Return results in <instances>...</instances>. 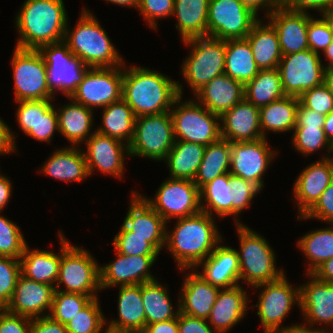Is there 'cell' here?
Here are the masks:
<instances>
[{"instance_id": "cell-1", "label": "cell", "mask_w": 333, "mask_h": 333, "mask_svg": "<svg viewBox=\"0 0 333 333\" xmlns=\"http://www.w3.org/2000/svg\"><path fill=\"white\" fill-rule=\"evenodd\" d=\"M124 66L122 99L135 117L168 112L183 94V85L161 72L148 67L130 66L127 69Z\"/></svg>"}, {"instance_id": "cell-2", "label": "cell", "mask_w": 333, "mask_h": 333, "mask_svg": "<svg viewBox=\"0 0 333 333\" xmlns=\"http://www.w3.org/2000/svg\"><path fill=\"white\" fill-rule=\"evenodd\" d=\"M175 228L166 230L164 248L175 258L179 270L195 269L223 241L218 232L214 216L200 211L199 213L177 218Z\"/></svg>"}, {"instance_id": "cell-3", "label": "cell", "mask_w": 333, "mask_h": 333, "mask_svg": "<svg viewBox=\"0 0 333 333\" xmlns=\"http://www.w3.org/2000/svg\"><path fill=\"white\" fill-rule=\"evenodd\" d=\"M68 17L63 0H25L15 23L17 48L38 50L64 41Z\"/></svg>"}, {"instance_id": "cell-4", "label": "cell", "mask_w": 333, "mask_h": 333, "mask_svg": "<svg viewBox=\"0 0 333 333\" xmlns=\"http://www.w3.org/2000/svg\"><path fill=\"white\" fill-rule=\"evenodd\" d=\"M83 9L72 30L69 29L68 22L66 25L64 42L70 51L90 68H111L124 65L125 61L97 18L86 8Z\"/></svg>"}, {"instance_id": "cell-5", "label": "cell", "mask_w": 333, "mask_h": 333, "mask_svg": "<svg viewBox=\"0 0 333 333\" xmlns=\"http://www.w3.org/2000/svg\"><path fill=\"white\" fill-rule=\"evenodd\" d=\"M59 238L61 261L55 290L88 295L92 299L98 297V291L101 290L100 265L89 251L70 244L62 231H59ZM60 284H64L66 288L63 290Z\"/></svg>"}, {"instance_id": "cell-6", "label": "cell", "mask_w": 333, "mask_h": 333, "mask_svg": "<svg viewBox=\"0 0 333 333\" xmlns=\"http://www.w3.org/2000/svg\"><path fill=\"white\" fill-rule=\"evenodd\" d=\"M236 228L240 241V281L256 286L280 279L285 271L277 269L276 256L267 240L245 224H237Z\"/></svg>"}, {"instance_id": "cell-7", "label": "cell", "mask_w": 333, "mask_h": 333, "mask_svg": "<svg viewBox=\"0 0 333 333\" xmlns=\"http://www.w3.org/2000/svg\"><path fill=\"white\" fill-rule=\"evenodd\" d=\"M191 52L183 62L182 74L196 94L213 78L224 74L225 41L212 37H193L182 41Z\"/></svg>"}, {"instance_id": "cell-8", "label": "cell", "mask_w": 333, "mask_h": 333, "mask_svg": "<svg viewBox=\"0 0 333 333\" xmlns=\"http://www.w3.org/2000/svg\"><path fill=\"white\" fill-rule=\"evenodd\" d=\"M181 99L179 96L170 110L175 140L204 146L218 141L221 138L220 116L211 113L197 100L182 102Z\"/></svg>"}, {"instance_id": "cell-9", "label": "cell", "mask_w": 333, "mask_h": 333, "mask_svg": "<svg viewBox=\"0 0 333 333\" xmlns=\"http://www.w3.org/2000/svg\"><path fill=\"white\" fill-rule=\"evenodd\" d=\"M175 142L170 111L136 117L129 156L163 161Z\"/></svg>"}, {"instance_id": "cell-10", "label": "cell", "mask_w": 333, "mask_h": 333, "mask_svg": "<svg viewBox=\"0 0 333 333\" xmlns=\"http://www.w3.org/2000/svg\"><path fill=\"white\" fill-rule=\"evenodd\" d=\"M12 56L14 93L16 102L22 100H52L47 65L38 50L15 47Z\"/></svg>"}, {"instance_id": "cell-11", "label": "cell", "mask_w": 333, "mask_h": 333, "mask_svg": "<svg viewBox=\"0 0 333 333\" xmlns=\"http://www.w3.org/2000/svg\"><path fill=\"white\" fill-rule=\"evenodd\" d=\"M254 287L263 289H260L258 303L255 306L265 333H278L294 326L291 324L282 327L281 324L294 304L297 303L300 308V286L294 287L284 274L276 281L261 283Z\"/></svg>"}, {"instance_id": "cell-12", "label": "cell", "mask_w": 333, "mask_h": 333, "mask_svg": "<svg viewBox=\"0 0 333 333\" xmlns=\"http://www.w3.org/2000/svg\"><path fill=\"white\" fill-rule=\"evenodd\" d=\"M38 51L47 65L49 89L54 95L56 89L71 97L90 67L75 57L64 41L41 46Z\"/></svg>"}, {"instance_id": "cell-13", "label": "cell", "mask_w": 333, "mask_h": 333, "mask_svg": "<svg viewBox=\"0 0 333 333\" xmlns=\"http://www.w3.org/2000/svg\"><path fill=\"white\" fill-rule=\"evenodd\" d=\"M259 20L239 0H209L207 36L224 41L246 38Z\"/></svg>"}, {"instance_id": "cell-14", "label": "cell", "mask_w": 333, "mask_h": 333, "mask_svg": "<svg viewBox=\"0 0 333 333\" xmlns=\"http://www.w3.org/2000/svg\"><path fill=\"white\" fill-rule=\"evenodd\" d=\"M320 58V54L310 49L282 56L277 68L286 96L299 98L324 83L325 67Z\"/></svg>"}, {"instance_id": "cell-15", "label": "cell", "mask_w": 333, "mask_h": 333, "mask_svg": "<svg viewBox=\"0 0 333 333\" xmlns=\"http://www.w3.org/2000/svg\"><path fill=\"white\" fill-rule=\"evenodd\" d=\"M155 194L154 199L142 197L166 222L202 211L200 189L191 180L169 177Z\"/></svg>"}, {"instance_id": "cell-16", "label": "cell", "mask_w": 333, "mask_h": 333, "mask_svg": "<svg viewBox=\"0 0 333 333\" xmlns=\"http://www.w3.org/2000/svg\"><path fill=\"white\" fill-rule=\"evenodd\" d=\"M122 81L123 65L90 68L70 98L91 110L104 108L122 98Z\"/></svg>"}, {"instance_id": "cell-17", "label": "cell", "mask_w": 333, "mask_h": 333, "mask_svg": "<svg viewBox=\"0 0 333 333\" xmlns=\"http://www.w3.org/2000/svg\"><path fill=\"white\" fill-rule=\"evenodd\" d=\"M267 138L254 141L231 142L230 174L264 187L263 176L276 151L269 147Z\"/></svg>"}, {"instance_id": "cell-18", "label": "cell", "mask_w": 333, "mask_h": 333, "mask_svg": "<svg viewBox=\"0 0 333 333\" xmlns=\"http://www.w3.org/2000/svg\"><path fill=\"white\" fill-rule=\"evenodd\" d=\"M87 151L83 152L89 176L94 170L121 178L124 174V158L129 156V146L124 142L97 131L85 141ZM124 153L126 155H124Z\"/></svg>"}, {"instance_id": "cell-19", "label": "cell", "mask_w": 333, "mask_h": 333, "mask_svg": "<svg viewBox=\"0 0 333 333\" xmlns=\"http://www.w3.org/2000/svg\"><path fill=\"white\" fill-rule=\"evenodd\" d=\"M116 257L113 262L99 266L101 289L143 284L156 279L149 270L157 256H128L116 252Z\"/></svg>"}, {"instance_id": "cell-20", "label": "cell", "mask_w": 333, "mask_h": 333, "mask_svg": "<svg viewBox=\"0 0 333 333\" xmlns=\"http://www.w3.org/2000/svg\"><path fill=\"white\" fill-rule=\"evenodd\" d=\"M132 198L123 225L132 235L146 238L159 252L165 247L166 222L136 191Z\"/></svg>"}, {"instance_id": "cell-21", "label": "cell", "mask_w": 333, "mask_h": 333, "mask_svg": "<svg viewBox=\"0 0 333 333\" xmlns=\"http://www.w3.org/2000/svg\"><path fill=\"white\" fill-rule=\"evenodd\" d=\"M311 17L310 12L291 11L283 6L266 17L277 32L282 56L309 49L307 29Z\"/></svg>"}, {"instance_id": "cell-22", "label": "cell", "mask_w": 333, "mask_h": 333, "mask_svg": "<svg viewBox=\"0 0 333 333\" xmlns=\"http://www.w3.org/2000/svg\"><path fill=\"white\" fill-rule=\"evenodd\" d=\"M293 184V194L299 216L304 215L320 198L333 181V158L323 156L321 160L302 169Z\"/></svg>"}, {"instance_id": "cell-23", "label": "cell", "mask_w": 333, "mask_h": 333, "mask_svg": "<svg viewBox=\"0 0 333 333\" xmlns=\"http://www.w3.org/2000/svg\"><path fill=\"white\" fill-rule=\"evenodd\" d=\"M55 287L20 275L6 310L30 319L46 317L50 313ZM43 314V315H42Z\"/></svg>"}, {"instance_id": "cell-24", "label": "cell", "mask_w": 333, "mask_h": 333, "mask_svg": "<svg viewBox=\"0 0 333 333\" xmlns=\"http://www.w3.org/2000/svg\"><path fill=\"white\" fill-rule=\"evenodd\" d=\"M309 280L300 286V311L306 325L314 327L318 323L333 328V283L318 280L308 274ZM327 323V324H326ZM333 333V329H329Z\"/></svg>"}, {"instance_id": "cell-25", "label": "cell", "mask_w": 333, "mask_h": 333, "mask_svg": "<svg viewBox=\"0 0 333 333\" xmlns=\"http://www.w3.org/2000/svg\"><path fill=\"white\" fill-rule=\"evenodd\" d=\"M221 138L231 142L254 141L263 138L260 110L243 98L220 116Z\"/></svg>"}, {"instance_id": "cell-26", "label": "cell", "mask_w": 333, "mask_h": 333, "mask_svg": "<svg viewBox=\"0 0 333 333\" xmlns=\"http://www.w3.org/2000/svg\"><path fill=\"white\" fill-rule=\"evenodd\" d=\"M192 270L184 276L179 294V312L207 320L221 288L206 281L197 269Z\"/></svg>"}, {"instance_id": "cell-27", "label": "cell", "mask_w": 333, "mask_h": 333, "mask_svg": "<svg viewBox=\"0 0 333 333\" xmlns=\"http://www.w3.org/2000/svg\"><path fill=\"white\" fill-rule=\"evenodd\" d=\"M240 284L231 288L220 289L216 302L207 319L217 333H227L247 313L248 295Z\"/></svg>"}, {"instance_id": "cell-28", "label": "cell", "mask_w": 333, "mask_h": 333, "mask_svg": "<svg viewBox=\"0 0 333 333\" xmlns=\"http://www.w3.org/2000/svg\"><path fill=\"white\" fill-rule=\"evenodd\" d=\"M217 245L215 250L195 268L202 265L198 272L206 281L221 289L239 285L240 267L236 248Z\"/></svg>"}, {"instance_id": "cell-29", "label": "cell", "mask_w": 333, "mask_h": 333, "mask_svg": "<svg viewBox=\"0 0 333 333\" xmlns=\"http://www.w3.org/2000/svg\"><path fill=\"white\" fill-rule=\"evenodd\" d=\"M197 101L221 116L244 98V85L226 74L213 78L196 94Z\"/></svg>"}, {"instance_id": "cell-30", "label": "cell", "mask_w": 333, "mask_h": 333, "mask_svg": "<svg viewBox=\"0 0 333 333\" xmlns=\"http://www.w3.org/2000/svg\"><path fill=\"white\" fill-rule=\"evenodd\" d=\"M118 319L109 321L106 329L115 332L135 333L146 327L142 302V284L119 286Z\"/></svg>"}, {"instance_id": "cell-31", "label": "cell", "mask_w": 333, "mask_h": 333, "mask_svg": "<svg viewBox=\"0 0 333 333\" xmlns=\"http://www.w3.org/2000/svg\"><path fill=\"white\" fill-rule=\"evenodd\" d=\"M70 103L57 109L59 133L66 138L72 146L88 140L96 130L91 131L94 118L93 110L75 102L70 98ZM78 145V146H77Z\"/></svg>"}, {"instance_id": "cell-32", "label": "cell", "mask_w": 333, "mask_h": 333, "mask_svg": "<svg viewBox=\"0 0 333 333\" xmlns=\"http://www.w3.org/2000/svg\"><path fill=\"white\" fill-rule=\"evenodd\" d=\"M44 175L65 182H80L89 177L83 150L76 146L56 149L41 170Z\"/></svg>"}, {"instance_id": "cell-33", "label": "cell", "mask_w": 333, "mask_h": 333, "mask_svg": "<svg viewBox=\"0 0 333 333\" xmlns=\"http://www.w3.org/2000/svg\"><path fill=\"white\" fill-rule=\"evenodd\" d=\"M58 253L41 249L30 250L27 244L19 259L21 275L55 287L59 275L61 250Z\"/></svg>"}, {"instance_id": "cell-34", "label": "cell", "mask_w": 333, "mask_h": 333, "mask_svg": "<svg viewBox=\"0 0 333 333\" xmlns=\"http://www.w3.org/2000/svg\"><path fill=\"white\" fill-rule=\"evenodd\" d=\"M254 60L260 70L274 69L278 67L282 59L279 39L276 30L268 23L260 19L247 35Z\"/></svg>"}, {"instance_id": "cell-35", "label": "cell", "mask_w": 333, "mask_h": 333, "mask_svg": "<svg viewBox=\"0 0 333 333\" xmlns=\"http://www.w3.org/2000/svg\"><path fill=\"white\" fill-rule=\"evenodd\" d=\"M209 0H174L173 15L182 41L207 36Z\"/></svg>"}, {"instance_id": "cell-36", "label": "cell", "mask_w": 333, "mask_h": 333, "mask_svg": "<svg viewBox=\"0 0 333 333\" xmlns=\"http://www.w3.org/2000/svg\"><path fill=\"white\" fill-rule=\"evenodd\" d=\"M206 146L198 143L175 140L164 160L170 178L194 180L204 156Z\"/></svg>"}, {"instance_id": "cell-37", "label": "cell", "mask_w": 333, "mask_h": 333, "mask_svg": "<svg viewBox=\"0 0 333 333\" xmlns=\"http://www.w3.org/2000/svg\"><path fill=\"white\" fill-rule=\"evenodd\" d=\"M225 58L224 74L243 85L251 81L260 71L246 38L226 40Z\"/></svg>"}, {"instance_id": "cell-38", "label": "cell", "mask_w": 333, "mask_h": 333, "mask_svg": "<svg viewBox=\"0 0 333 333\" xmlns=\"http://www.w3.org/2000/svg\"><path fill=\"white\" fill-rule=\"evenodd\" d=\"M299 102L300 100L297 97L285 96L260 107V129L263 138H267L266 131L273 133L294 131Z\"/></svg>"}, {"instance_id": "cell-39", "label": "cell", "mask_w": 333, "mask_h": 333, "mask_svg": "<svg viewBox=\"0 0 333 333\" xmlns=\"http://www.w3.org/2000/svg\"><path fill=\"white\" fill-rule=\"evenodd\" d=\"M102 126L96 131L129 145L133 139L135 120L130 106L121 98L102 108Z\"/></svg>"}, {"instance_id": "cell-40", "label": "cell", "mask_w": 333, "mask_h": 333, "mask_svg": "<svg viewBox=\"0 0 333 333\" xmlns=\"http://www.w3.org/2000/svg\"><path fill=\"white\" fill-rule=\"evenodd\" d=\"M157 279L142 284V302L146 325L174 319L179 314V298L176 312L173 309L168 289Z\"/></svg>"}, {"instance_id": "cell-41", "label": "cell", "mask_w": 333, "mask_h": 333, "mask_svg": "<svg viewBox=\"0 0 333 333\" xmlns=\"http://www.w3.org/2000/svg\"><path fill=\"white\" fill-rule=\"evenodd\" d=\"M231 143L223 138L206 146L193 182L200 189L216 177L230 172Z\"/></svg>"}, {"instance_id": "cell-42", "label": "cell", "mask_w": 333, "mask_h": 333, "mask_svg": "<svg viewBox=\"0 0 333 333\" xmlns=\"http://www.w3.org/2000/svg\"><path fill=\"white\" fill-rule=\"evenodd\" d=\"M285 96L278 68L260 70L244 85V98L258 108Z\"/></svg>"}, {"instance_id": "cell-43", "label": "cell", "mask_w": 333, "mask_h": 333, "mask_svg": "<svg viewBox=\"0 0 333 333\" xmlns=\"http://www.w3.org/2000/svg\"><path fill=\"white\" fill-rule=\"evenodd\" d=\"M200 203L202 211L210 216L216 214L223 218L232 215V191L229 173L216 177L200 188Z\"/></svg>"}, {"instance_id": "cell-44", "label": "cell", "mask_w": 333, "mask_h": 333, "mask_svg": "<svg viewBox=\"0 0 333 333\" xmlns=\"http://www.w3.org/2000/svg\"><path fill=\"white\" fill-rule=\"evenodd\" d=\"M310 231L298 240V247L309 261L306 275L312 274L326 260L333 258V224Z\"/></svg>"}, {"instance_id": "cell-45", "label": "cell", "mask_w": 333, "mask_h": 333, "mask_svg": "<svg viewBox=\"0 0 333 333\" xmlns=\"http://www.w3.org/2000/svg\"><path fill=\"white\" fill-rule=\"evenodd\" d=\"M98 297L93 298L84 308L66 323L68 333H101L107 326Z\"/></svg>"}, {"instance_id": "cell-46", "label": "cell", "mask_w": 333, "mask_h": 333, "mask_svg": "<svg viewBox=\"0 0 333 333\" xmlns=\"http://www.w3.org/2000/svg\"><path fill=\"white\" fill-rule=\"evenodd\" d=\"M292 145L304 156L326 148L333 155V144L327 138L323 127L295 126L292 133Z\"/></svg>"}, {"instance_id": "cell-47", "label": "cell", "mask_w": 333, "mask_h": 333, "mask_svg": "<svg viewBox=\"0 0 333 333\" xmlns=\"http://www.w3.org/2000/svg\"><path fill=\"white\" fill-rule=\"evenodd\" d=\"M91 300L92 298L88 295L55 290L52 307L47 316L56 322L66 325Z\"/></svg>"}, {"instance_id": "cell-48", "label": "cell", "mask_w": 333, "mask_h": 333, "mask_svg": "<svg viewBox=\"0 0 333 333\" xmlns=\"http://www.w3.org/2000/svg\"><path fill=\"white\" fill-rule=\"evenodd\" d=\"M53 100H37V121L26 135L42 142H51L53 133L59 131L58 117Z\"/></svg>"}, {"instance_id": "cell-49", "label": "cell", "mask_w": 333, "mask_h": 333, "mask_svg": "<svg viewBox=\"0 0 333 333\" xmlns=\"http://www.w3.org/2000/svg\"><path fill=\"white\" fill-rule=\"evenodd\" d=\"M21 229L0 215V256L20 259L27 245Z\"/></svg>"}, {"instance_id": "cell-50", "label": "cell", "mask_w": 333, "mask_h": 333, "mask_svg": "<svg viewBox=\"0 0 333 333\" xmlns=\"http://www.w3.org/2000/svg\"><path fill=\"white\" fill-rule=\"evenodd\" d=\"M113 239L116 252L128 256H158L159 251L146 238L132 235L124 225Z\"/></svg>"}, {"instance_id": "cell-51", "label": "cell", "mask_w": 333, "mask_h": 333, "mask_svg": "<svg viewBox=\"0 0 333 333\" xmlns=\"http://www.w3.org/2000/svg\"><path fill=\"white\" fill-rule=\"evenodd\" d=\"M20 275L19 259L0 256V310L8 307Z\"/></svg>"}, {"instance_id": "cell-52", "label": "cell", "mask_w": 333, "mask_h": 333, "mask_svg": "<svg viewBox=\"0 0 333 333\" xmlns=\"http://www.w3.org/2000/svg\"><path fill=\"white\" fill-rule=\"evenodd\" d=\"M229 182L232 191V216H235V225L242 224L236 219V216L238 217L240 212L250 207L253 197L260 192L261 188L249 180L230 173Z\"/></svg>"}, {"instance_id": "cell-53", "label": "cell", "mask_w": 333, "mask_h": 333, "mask_svg": "<svg viewBox=\"0 0 333 333\" xmlns=\"http://www.w3.org/2000/svg\"><path fill=\"white\" fill-rule=\"evenodd\" d=\"M299 100L306 108L324 116L333 110V95L324 83L304 92Z\"/></svg>"}, {"instance_id": "cell-54", "label": "cell", "mask_w": 333, "mask_h": 333, "mask_svg": "<svg viewBox=\"0 0 333 333\" xmlns=\"http://www.w3.org/2000/svg\"><path fill=\"white\" fill-rule=\"evenodd\" d=\"M309 49L313 52L322 53L333 41V34L326 20L322 17L320 19L312 16L308 22L307 29Z\"/></svg>"}, {"instance_id": "cell-55", "label": "cell", "mask_w": 333, "mask_h": 333, "mask_svg": "<svg viewBox=\"0 0 333 333\" xmlns=\"http://www.w3.org/2000/svg\"><path fill=\"white\" fill-rule=\"evenodd\" d=\"M152 30L157 29V20L173 16L174 0H139L137 7Z\"/></svg>"}, {"instance_id": "cell-56", "label": "cell", "mask_w": 333, "mask_h": 333, "mask_svg": "<svg viewBox=\"0 0 333 333\" xmlns=\"http://www.w3.org/2000/svg\"><path fill=\"white\" fill-rule=\"evenodd\" d=\"M298 216V219H319L322 222L333 224V181L323 191L317 202L302 216Z\"/></svg>"}, {"instance_id": "cell-57", "label": "cell", "mask_w": 333, "mask_h": 333, "mask_svg": "<svg viewBox=\"0 0 333 333\" xmlns=\"http://www.w3.org/2000/svg\"><path fill=\"white\" fill-rule=\"evenodd\" d=\"M31 319L0 310V333H30Z\"/></svg>"}, {"instance_id": "cell-58", "label": "cell", "mask_w": 333, "mask_h": 333, "mask_svg": "<svg viewBox=\"0 0 333 333\" xmlns=\"http://www.w3.org/2000/svg\"><path fill=\"white\" fill-rule=\"evenodd\" d=\"M16 118L20 129L27 134L34 129L37 121V100L18 101Z\"/></svg>"}, {"instance_id": "cell-59", "label": "cell", "mask_w": 333, "mask_h": 333, "mask_svg": "<svg viewBox=\"0 0 333 333\" xmlns=\"http://www.w3.org/2000/svg\"><path fill=\"white\" fill-rule=\"evenodd\" d=\"M281 6L291 11L305 13L309 9L317 10L321 16L324 11L333 7V0H281Z\"/></svg>"}, {"instance_id": "cell-60", "label": "cell", "mask_w": 333, "mask_h": 333, "mask_svg": "<svg viewBox=\"0 0 333 333\" xmlns=\"http://www.w3.org/2000/svg\"><path fill=\"white\" fill-rule=\"evenodd\" d=\"M179 333H217L206 319L193 317L179 312Z\"/></svg>"}, {"instance_id": "cell-61", "label": "cell", "mask_w": 333, "mask_h": 333, "mask_svg": "<svg viewBox=\"0 0 333 333\" xmlns=\"http://www.w3.org/2000/svg\"><path fill=\"white\" fill-rule=\"evenodd\" d=\"M325 117L326 116L317 113L314 110L306 108L301 102H299L296 112V126L323 127Z\"/></svg>"}, {"instance_id": "cell-62", "label": "cell", "mask_w": 333, "mask_h": 333, "mask_svg": "<svg viewBox=\"0 0 333 333\" xmlns=\"http://www.w3.org/2000/svg\"><path fill=\"white\" fill-rule=\"evenodd\" d=\"M30 333H68L65 325L49 316L31 319Z\"/></svg>"}, {"instance_id": "cell-63", "label": "cell", "mask_w": 333, "mask_h": 333, "mask_svg": "<svg viewBox=\"0 0 333 333\" xmlns=\"http://www.w3.org/2000/svg\"><path fill=\"white\" fill-rule=\"evenodd\" d=\"M15 138L12 129L0 118V155L17 152Z\"/></svg>"}, {"instance_id": "cell-64", "label": "cell", "mask_w": 333, "mask_h": 333, "mask_svg": "<svg viewBox=\"0 0 333 333\" xmlns=\"http://www.w3.org/2000/svg\"><path fill=\"white\" fill-rule=\"evenodd\" d=\"M246 8L258 15L259 9L265 11L266 17L281 6V0H239ZM261 7V8H260ZM265 8V10H264Z\"/></svg>"}, {"instance_id": "cell-65", "label": "cell", "mask_w": 333, "mask_h": 333, "mask_svg": "<svg viewBox=\"0 0 333 333\" xmlns=\"http://www.w3.org/2000/svg\"><path fill=\"white\" fill-rule=\"evenodd\" d=\"M144 330L147 333H179L178 316L168 321L147 324Z\"/></svg>"}, {"instance_id": "cell-66", "label": "cell", "mask_w": 333, "mask_h": 333, "mask_svg": "<svg viewBox=\"0 0 333 333\" xmlns=\"http://www.w3.org/2000/svg\"><path fill=\"white\" fill-rule=\"evenodd\" d=\"M12 182L8 177L0 173V212L4 210L12 196Z\"/></svg>"}, {"instance_id": "cell-67", "label": "cell", "mask_w": 333, "mask_h": 333, "mask_svg": "<svg viewBox=\"0 0 333 333\" xmlns=\"http://www.w3.org/2000/svg\"><path fill=\"white\" fill-rule=\"evenodd\" d=\"M312 275L322 282L333 283V258L326 260Z\"/></svg>"}, {"instance_id": "cell-68", "label": "cell", "mask_w": 333, "mask_h": 333, "mask_svg": "<svg viewBox=\"0 0 333 333\" xmlns=\"http://www.w3.org/2000/svg\"><path fill=\"white\" fill-rule=\"evenodd\" d=\"M278 333H332V332L328 331L327 327L318 329L317 327L311 328L308 327L307 325L296 323L294 326L290 327L289 329Z\"/></svg>"}, {"instance_id": "cell-69", "label": "cell", "mask_w": 333, "mask_h": 333, "mask_svg": "<svg viewBox=\"0 0 333 333\" xmlns=\"http://www.w3.org/2000/svg\"><path fill=\"white\" fill-rule=\"evenodd\" d=\"M323 130L329 141L333 144V110L326 115Z\"/></svg>"}, {"instance_id": "cell-70", "label": "cell", "mask_w": 333, "mask_h": 333, "mask_svg": "<svg viewBox=\"0 0 333 333\" xmlns=\"http://www.w3.org/2000/svg\"><path fill=\"white\" fill-rule=\"evenodd\" d=\"M324 84L333 95V67L327 68L324 71Z\"/></svg>"}, {"instance_id": "cell-71", "label": "cell", "mask_w": 333, "mask_h": 333, "mask_svg": "<svg viewBox=\"0 0 333 333\" xmlns=\"http://www.w3.org/2000/svg\"><path fill=\"white\" fill-rule=\"evenodd\" d=\"M107 2L114 3L122 6L133 7L134 9L138 7L139 0H106Z\"/></svg>"}, {"instance_id": "cell-72", "label": "cell", "mask_w": 333, "mask_h": 333, "mask_svg": "<svg viewBox=\"0 0 333 333\" xmlns=\"http://www.w3.org/2000/svg\"><path fill=\"white\" fill-rule=\"evenodd\" d=\"M329 63L325 64V69L333 67V41L323 52Z\"/></svg>"}, {"instance_id": "cell-73", "label": "cell", "mask_w": 333, "mask_h": 333, "mask_svg": "<svg viewBox=\"0 0 333 333\" xmlns=\"http://www.w3.org/2000/svg\"><path fill=\"white\" fill-rule=\"evenodd\" d=\"M321 15H322L321 17H323L328 23L330 30L332 31L333 34V7L327 11H324Z\"/></svg>"}, {"instance_id": "cell-74", "label": "cell", "mask_w": 333, "mask_h": 333, "mask_svg": "<svg viewBox=\"0 0 333 333\" xmlns=\"http://www.w3.org/2000/svg\"><path fill=\"white\" fill-rule=\"evenodd\" d=\"M104 333H129V332H115L109 329H105Z\"/></svg>"}, {"instance_id": "cell-75", "label": "cell", "mask_w": 333, "mask_h": 333, "mask_svg": "<svg viewBox=\"0 0 333 333\" xmlns=\"http://www.w3.org/2000/svg\"><path fill=\"white\" fill-rule=\"evenodd\" d=\"M135 333H147L145 330H141V331H138V332H135Z\"/></svg>"}]
</instances>
